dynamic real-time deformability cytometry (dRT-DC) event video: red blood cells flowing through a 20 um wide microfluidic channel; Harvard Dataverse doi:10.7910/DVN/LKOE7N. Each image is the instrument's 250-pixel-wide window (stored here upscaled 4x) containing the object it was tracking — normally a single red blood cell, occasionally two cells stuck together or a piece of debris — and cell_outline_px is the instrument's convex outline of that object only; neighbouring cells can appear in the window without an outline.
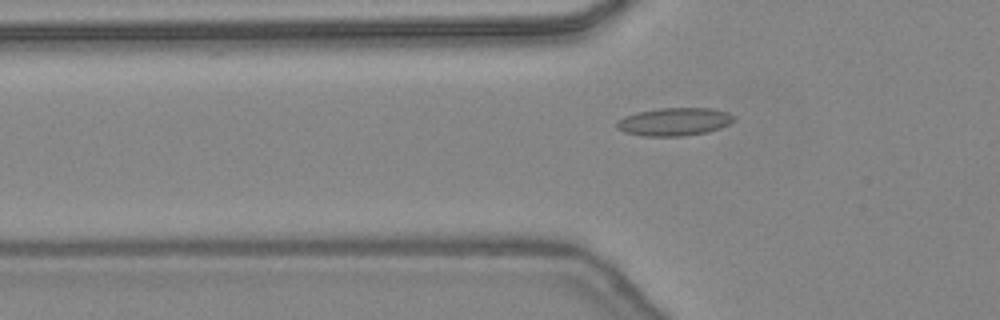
{"species": "common noctule bat (a hibernating species)", "species_latin": "Nyctalus noctula", "temperature_condition": "warm", "stored_images_in_passage": 43, "camera_frame_rate_fps": 3000, "um_per_image_px": 0.085, "animal": {"sex": "female", "body_mass_g": 24.6, "forearm_length_mm": 56.2}, "frame": {"image": 1, "passage_image": 13, "time_ms": 4.0, "image_size_px": [1000, 320], "cell_outline_px": [[736, 120], [720, 128], [708, 132], [684, 136], [644, 136], [624, 132], [616, 128], [616, 120], [624, 116], [636, 112], [660, 108], [712, 108], [728, 112]], "centroid_in_image_um": [57.29, 10.34], "position_along_channel_um": 68.5, "area_um2": 19.25}}
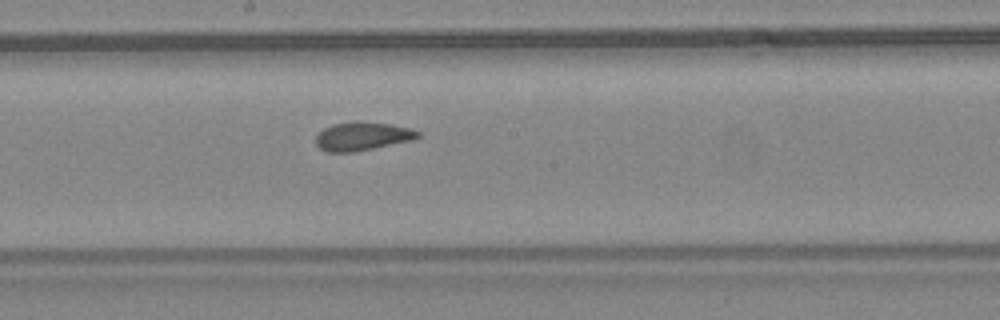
{"frame": {"image": 2, "passage_image": 23, "time_ms": 7.333, "image_size_px": [1000, 320], "cell_outline_px": [[420, 136], [412, 140], [352, 152], [328, 152], [320, 148], [316, 144], [316, 136], [324, 128], [332, 124], [356, 120], [392, 124], [408, 128], [420, 132]], "centroid_in_image_um": [30.78, 11.56], "position_along_channel_um": 217.4, "area_um2": 16.88}}
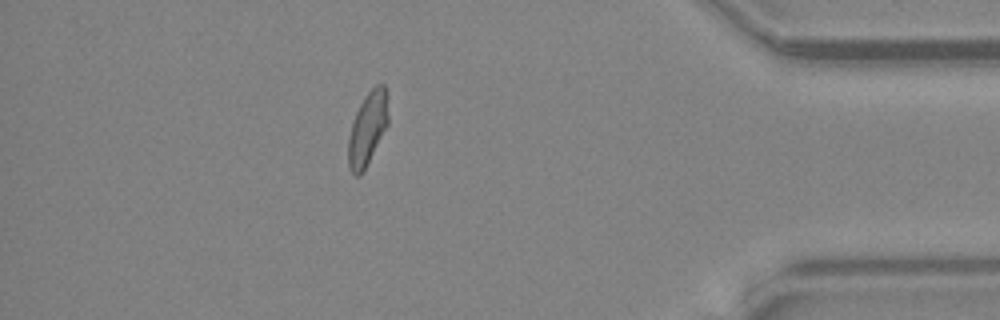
{"frame": {"image": 3, "passage_image": 38, "time_ms": 12.333, "image_size_px": [1000, 320], "cell_outline_px": [[388, 124], [360, 176], [356, 176], [352, 172], [348, 164], [348, 136], [356, 112], [364, 96], [376, 84], [384, 84], [388, 92]], "centroid_in_image_um": [31.25, 10.87], "position_along_channel_um": 403.9, "area_um2": 16.94}, "authors_computed_cell_mechanics": {"area_um2": 17.1666, "velocity_mm_per_s": 4.488, "shape_relaxation_time_tau1_ms": 6.3084, "shape_relaxation_time_tau2_ms": 0.941, "deformation_change_tau1": 0.1586, "deformation_change_tau2": 0.0601}}